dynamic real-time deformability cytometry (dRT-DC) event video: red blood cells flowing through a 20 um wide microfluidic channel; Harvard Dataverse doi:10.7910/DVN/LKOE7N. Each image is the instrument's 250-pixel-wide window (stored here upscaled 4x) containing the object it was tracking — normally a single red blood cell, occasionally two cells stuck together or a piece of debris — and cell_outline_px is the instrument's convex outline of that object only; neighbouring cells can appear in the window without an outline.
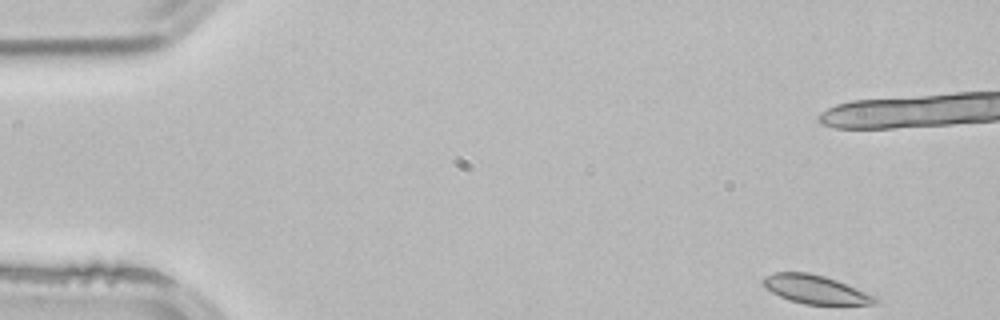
{"species": "common noctule bat (a hibernating species)", "species_latin": "Nyctalus noctula", "temperature_condition": "room temperature", "stored_images_in_passage": 51, "camera_frame_rate_fps": 3000, "um_per_image_px": 0.085, "animal": {"sex": "male", "body_mass_g": 21.5, "forearm_length_mm": 52.0}, "frame": {"image": 1, "passage_image": 1, "time_ms": 0.0, "image_size_px": [1000, 320], "cell_outline_px": [[880, 300], [876, 304], [804, 304], [788, 300], [764, 288], [760, 280], [764, 276], [772, 272], [808, 272], [824, 276], [836, 280], [864, 292]], "centroid_in_image_um": [69.2, 24.59], "position_along_channel_um": 15.8, "area_um2": 18.5}}